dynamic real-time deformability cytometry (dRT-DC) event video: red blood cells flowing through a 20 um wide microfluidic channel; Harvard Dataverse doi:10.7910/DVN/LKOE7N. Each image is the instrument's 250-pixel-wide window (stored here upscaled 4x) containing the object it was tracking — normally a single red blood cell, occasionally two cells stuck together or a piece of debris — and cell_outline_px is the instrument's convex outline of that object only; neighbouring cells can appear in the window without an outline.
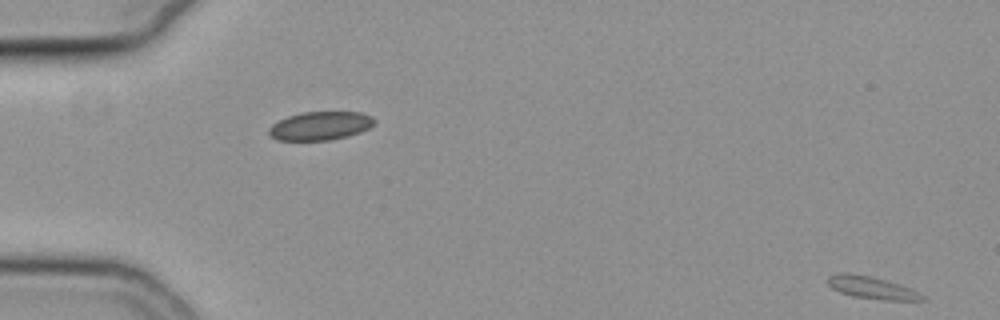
{"species": "common noctule bat (a hibernating species)", "species_latin": "Nyctalus noctula", "temperature_condition": "cold", "stored_images_in_passage": 55, "camera_frame_rate_fps": 3000, "um_per_image_px": 0.085, "animal": {"sex": "female", "body_mass_g": 19.3, "forearm_length_mm": 54.1}, "frame": {"image": 1, "passage_image": 1, "time_ms": 0.0, "image_size_px": [1000, 320], "cell_outline_px": [[924, 300], [884, 300], [852, 296], [840, 292], [832, 288], [828, 284], [828, 276], [840, 272], [848, 272], [868, 276], [900, 284], [924, 296]], "centroid_in_image_um": [74.03, 24.44], "position_along_channel_um": 11.0, "area_um2": 12.02}}
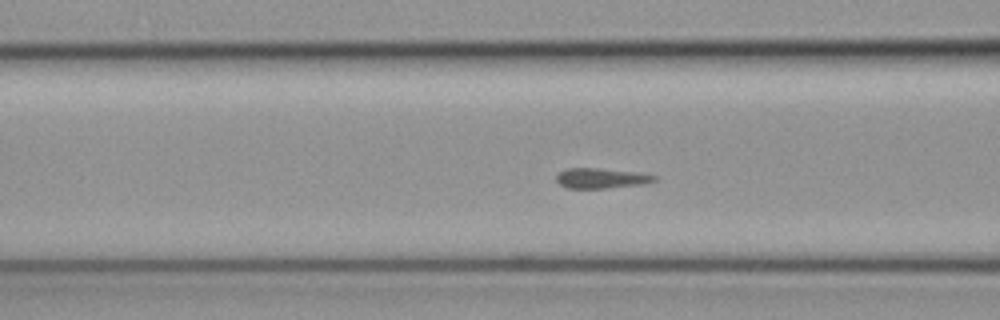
{"frame": {"image": 2, "passage_image": 22, "time_ms": 7.0, "image_size_px": [1000, 320], "cell_outline_px": [[656, 180], [644, 184], [608, 188], [568, 188], [560, 184], [556, 180], [556, 176], [560, 172], [568, 168], [596, 168], [640, 172], [656, 176]], "centroid_in_image_um": [51.13, 15.15], "position_along_channel_um": 115.5, "area_um2": 11.5}}
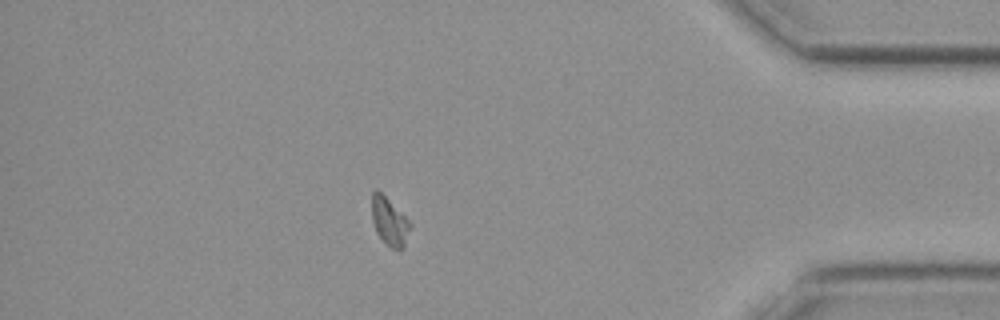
{"frame": {"image": 3, "passage_image": 48, "time_ms": 15.667, "image_size_px": [1000, 320], "cell_outline_px": [[412, 224], [404, 244], [400, 248], [392, 248], [376, 232], [372, 220], [372, 192], [376, 188]], "centroid_in_image_um": [33.08, 18.8], "position_along_channel_um": 402.1, "area_um2": 10.17}}